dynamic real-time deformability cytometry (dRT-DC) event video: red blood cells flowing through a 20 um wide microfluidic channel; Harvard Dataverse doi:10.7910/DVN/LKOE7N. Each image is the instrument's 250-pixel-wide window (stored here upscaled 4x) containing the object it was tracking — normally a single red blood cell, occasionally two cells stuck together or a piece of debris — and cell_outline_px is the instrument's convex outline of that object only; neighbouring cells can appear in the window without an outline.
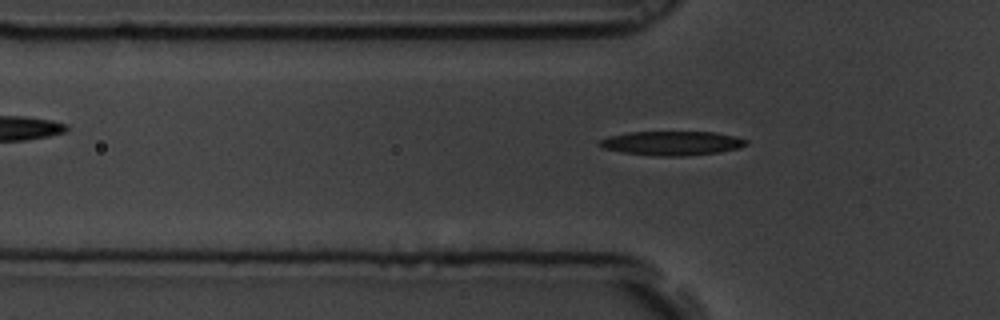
{"species": "common noctule bat (a hibernating species)", "species_latin": "Nyctalus noctula", "temperature_condition": "room temperature", "stored_images_in_passage": 54, "camera_frame_rate_fps": 3000, "um_per_image_px": 0.085, "animal": {"sex": "male", "body_mass_g": 19.5, "forearm_length_mm": 54.6}, "frame": {"image": 1, "passage_image": 18, "time_ms": 5.667, "image_size_px": [1000, 320], "cell_outline_px": [[748, 144], [740, 148], [720, 152], [684, 156], [660, 156], [624, 152], [604, 148], [596, 144], [600, 140], [608, 136], [628, 132], [716, 132], [736, 136], [748, 140]], "centroid_in_image_um": [57.15, 12.16], "position_along_channel_um": 68.6, "area_um2": 20.69}}
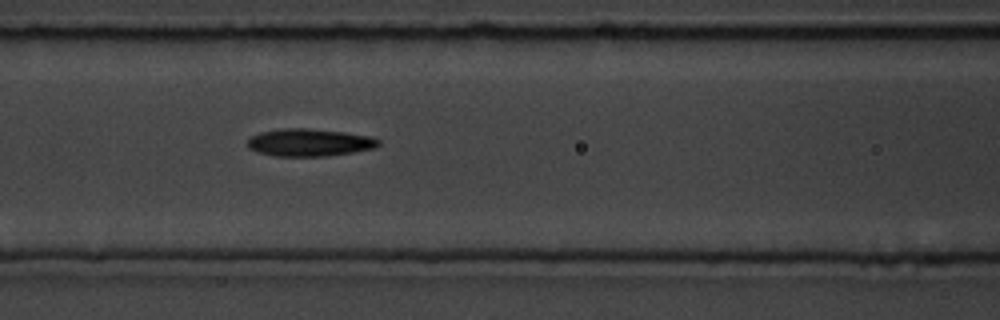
{"frame": {"image": 2, "passage_image": 24, "time_ms": 7.667, "image_size_px": [1000, 320], "cell_outline_px": [[380, 144], [376, 148], [328, 156], [276, 156], [260, 152], [248, 148], [248, 140], [252, 136], [260, 132], [284, 128], [308, 128], [344, 132], [368, 136], [380, 140]], "centroid_in_image_um": [26.32, 12.11], "position_along_channel_um": 140.3, "area_um2": 20.87}}
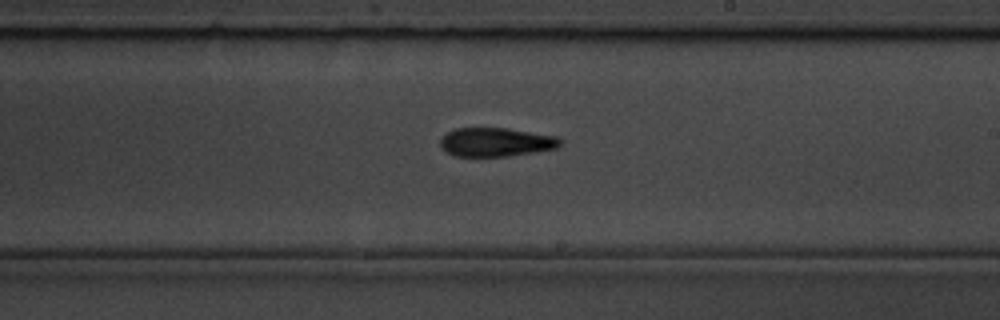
{"frame": {"image": 3, "passage_image": 33, "time_ms": 10.667, "image_size_px": [1000, 320], "cell_outline_px": [[564, 140], [556, 148], [532, 152], [504, 156], [456, 156], [440, 148], [440, 140], [448, 132], [456, 128], [504, 128], [556, 136]], "centroid_in_image_um": [42.14, 12.07], "position_along_channel_um": 246.9, "area_um2": 19.83}, "authors_computed_cell_mechanics": {"area_um2": 19.8254, "velocity_mm_per_s": 3.5618, "shape_relaxation_time_tau1_ms": 3.1722, "shape_relaxation_time_tau2_ms": 4.4461, "deformation_change_tau1": 0.1285, "deformation_change_tau2": 0.1266}}